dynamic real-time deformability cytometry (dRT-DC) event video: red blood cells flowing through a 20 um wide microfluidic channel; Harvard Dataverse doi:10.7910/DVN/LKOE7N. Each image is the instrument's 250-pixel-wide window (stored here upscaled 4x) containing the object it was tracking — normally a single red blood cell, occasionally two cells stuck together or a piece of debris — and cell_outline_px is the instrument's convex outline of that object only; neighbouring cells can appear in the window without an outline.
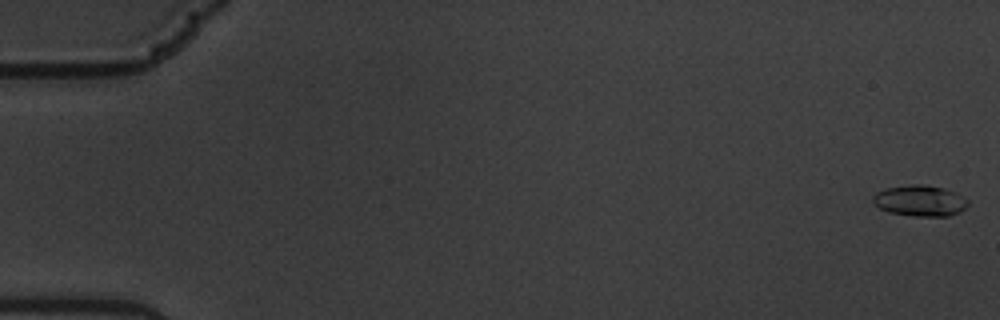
{"species": "common noctule bat (a hibernating species)", "species_latin": "Nyctalus noctula", "temperature_condition": "warm", "stored_images_in_passage": 61, "camera_frame_rate_fps": 3000, "um_per_image_px": 0.085, "animal": {"sex": "male", "body_mass_g": 19.5, "forearm_length_mm": 54.6}, "frame": {"image": 1, "passage_image": 1, "time_ms": 0.0, "image_size_px": [1000, 320], "cell_outline_px": [[968, 204], [960, 212], [948, 216], [912, 216], [888, 212], [880, 208], [872, 200], [872, 196], [876, 192], [884, 188], [912, 184], [924, 184], [944, 188], [968, 200]], "centroid_in_image_um": [78.16, 17.06], "position_along_channel_um": 6.8, "area_um2": 17.11}}
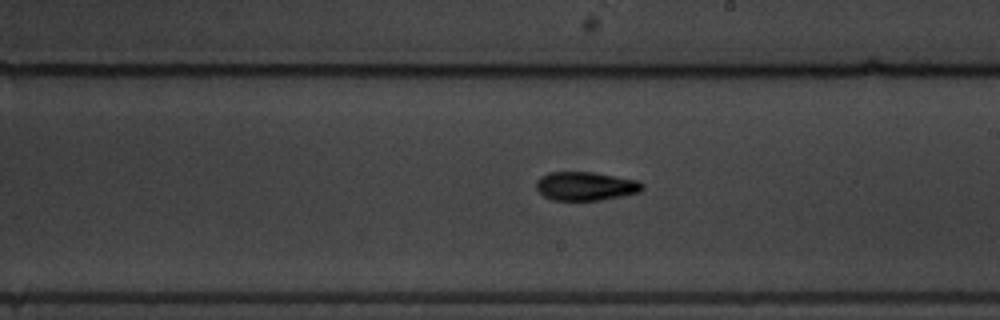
{"frame": {"image": 2, "passage_image": 36, "time_ms": 11.667, "image_size_px": [1000, 320], "cell_outline_px": [[644, 188], [640, 192], [600, 200], [552, 200], [544, 196], [536, 188], [536, 180], [540, 176], [548, 172], [592, 172], [636, 180], [644, 184]], "centroid_in_image_um": [49.75, 15.82], "position_along_channel_um": 239.3, "area_um2": 17.69}}
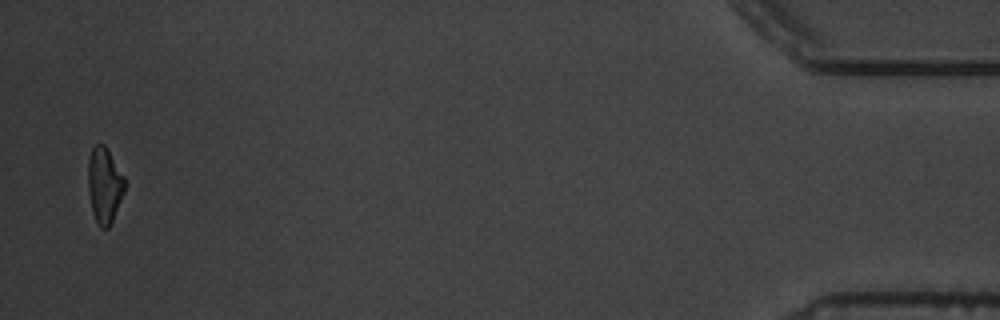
{"frame": {"image": 3, "passage_image": 60, "time_ms": 19.667, "image_size_px": [1000, 320], "cell_outline_px": [[124, 192], [112, 220], [108, 228], [100, 228], [92, 212], [88, 192], [88, 160], [92, 148], [96, 144], [104, 144], [108, 148], [124, 176]], "centroid_in_image_um": [8.86, 15.71], "position_along_channel_um": 426.3, "area_um2": 16.13}, "authors_computed_cell_mechanics": {"area_um2": 16.9354, "velocity_mm_per_s": 3.3793, "shape_relaxation_time_tau1_ms": 9.4013, "shape_relaxation_time_tau2_ms": 3.0477, "deformation_change_tau1": 0.2372, "deformation_change_tau2": 0.0981}}